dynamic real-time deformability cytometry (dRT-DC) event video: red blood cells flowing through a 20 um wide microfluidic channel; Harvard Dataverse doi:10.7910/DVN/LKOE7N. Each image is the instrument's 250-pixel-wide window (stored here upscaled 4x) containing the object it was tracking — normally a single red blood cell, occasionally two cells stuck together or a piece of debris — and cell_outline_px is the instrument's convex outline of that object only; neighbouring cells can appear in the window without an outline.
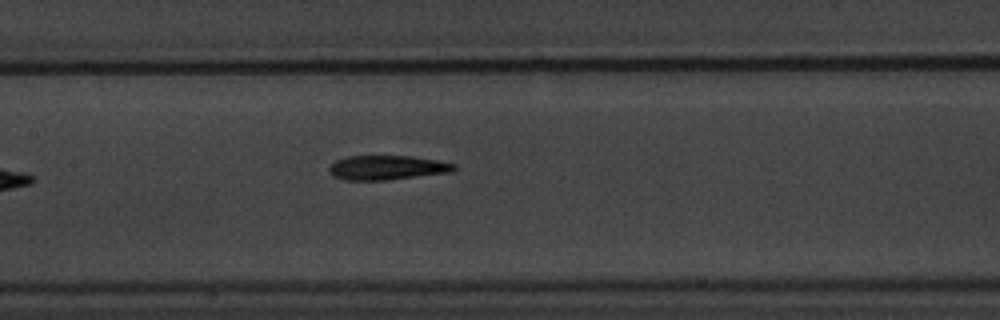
{"species": "common noctule bat (a hibernating species)", "species_latin": "Nyctalus noctula", "temperature_condition": "warm", "stored_images_in_passage": 6, "camera_frame_rate_fps": 3000, "um_per_image_px": 0.085, "animal": {"sex": "male", "body_mass_g": 20.1, "forearm_length_mm": 53.5}, "frame": {"image": 1, "passage_image": 6, "time_ms": 7.0, "image_size_px": [1000, 320], "cell_outline_px": [[456, 168], [452, 172], [388, 180], [344, 180], [332, 176], [328, 168], [336, 160], [348, 156], [412, 156], [436, 160], [456, 164]], "centroid_in_image_um": [32.9, 14.25], "position_along_channel_um": 174.5, "area_um2": 17.8}}